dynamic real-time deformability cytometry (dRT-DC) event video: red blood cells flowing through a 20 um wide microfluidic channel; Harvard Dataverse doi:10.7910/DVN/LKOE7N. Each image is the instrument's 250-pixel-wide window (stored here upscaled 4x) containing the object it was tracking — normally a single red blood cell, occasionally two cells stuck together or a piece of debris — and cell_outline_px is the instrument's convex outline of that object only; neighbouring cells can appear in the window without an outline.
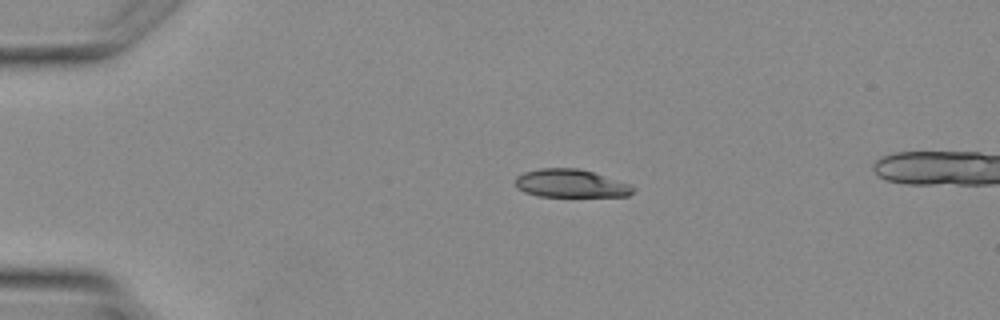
{"species": "Egyptian fruit bat (a non-hibernating species)", "species_latin": "Rousettus aegyptiacus", "temperature_condition": "warm", "stored_images_in_passage": 2, "camera_frame_rate_fps": 3000, "um_per_image_px": 0.085, "animal": {"sex": "female"}, "frame": {"image": 1, "passage_image": 1, "time_ms": 0.0, "image_size_px": [1000, 320], "cell_outline_px": [[636, 188], [628, 196], [540, 196], [524, 192], [516, 188], [516, 176], [524, 172], [540, 168], [576, 168], [592, 172], [632, 184]], "centroid_in_image_um": [48.51, 15.59], "position_along_channel_um": 36.5, "area_um2": 19.25}}